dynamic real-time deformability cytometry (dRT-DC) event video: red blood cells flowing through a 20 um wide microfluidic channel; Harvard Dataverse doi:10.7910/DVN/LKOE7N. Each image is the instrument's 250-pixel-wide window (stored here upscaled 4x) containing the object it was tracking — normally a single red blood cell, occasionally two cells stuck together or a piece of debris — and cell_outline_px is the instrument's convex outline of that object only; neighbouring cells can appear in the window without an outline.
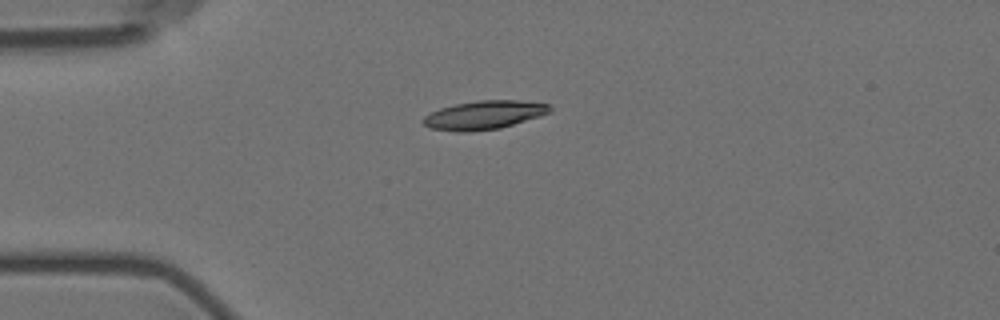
{"species": "Egyptian fruit bat (a non-hibernating species)", "species_latin": "Rousettus aegyptiacus", "temperature_condition": "room temperature", "stored_images_in_passage": 5, "camera_frame_rate_fps": 3000, "um_per_image_px": 0.085, "animal": {"sex": "female"}, "frame": {"image": 1, "passage_image": 1, "time_ms": 0.0, "image_size_px": [1000, 320], "cell_outline_px": [[552, 112], [540, 116], [500, 128], [472, 132], [456, 132], [428, 128], [420, 120], [428, 112], [440, 108], [456, 104], [480, 100], [520, 100], [552, 104]], "centroid_in_image_um": [41.13, 9.78], "position_along_channel_um": 43.9, "area_um2": 21.5}}
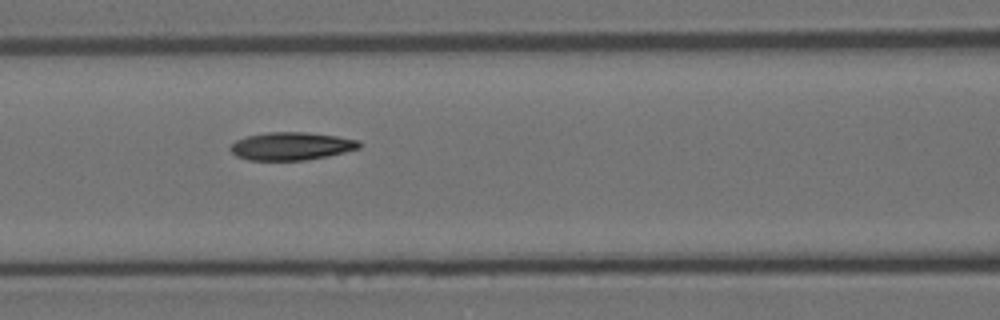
{"frame": {"image": 2, "passage_image": 4, "time_ms": 3.333, "image_size_px": [1000, 320], "cell_outline_px": [[360, 148], [328, 156], [304, 160], [248, 160], [236, 156], [228, 148], [236, 140], [248, 136], [264, 132], [308, 132], [336, 136], [360, 140]], "centroid_in_image_um": [24.75, 12.42], "position_along_channel_um": 141.8, "area_um2": 20.98}}
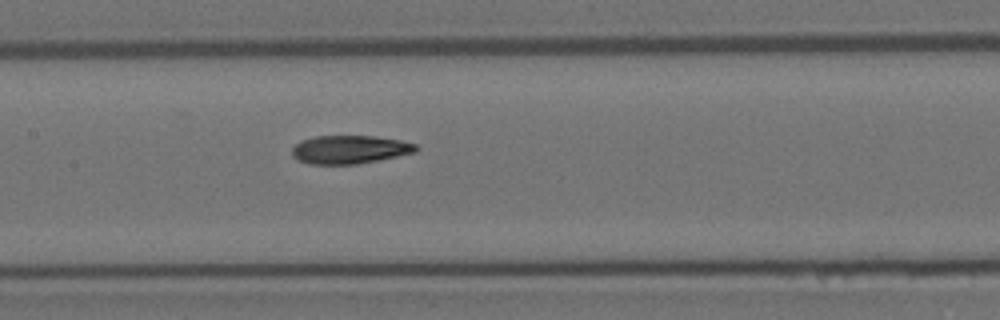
{"frame": {"image": 3, "passage_image": 5, "time_ms": 4.333, "image_size_px": [1000, 320], "cell_outline_px": [[420, 148], [416, 152], [356, 164], [308, 164], [292, 156], [292, 148], [300, 140], [316, 136], [376, 136], [400, 140], [416, 144]], "centroid_in_image_um": [29.72, 12.7], "position_along_channel_um": 177.7, "area_um2": 20.4}}